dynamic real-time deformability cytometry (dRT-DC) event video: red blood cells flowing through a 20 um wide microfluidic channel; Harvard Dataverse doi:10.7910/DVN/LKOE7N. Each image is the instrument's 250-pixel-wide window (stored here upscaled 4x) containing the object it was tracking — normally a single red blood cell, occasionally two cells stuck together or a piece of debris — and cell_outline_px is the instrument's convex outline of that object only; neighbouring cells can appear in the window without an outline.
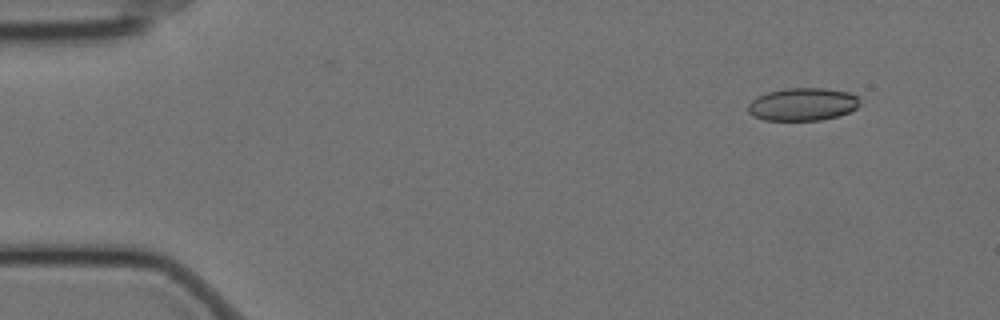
{"species": "Egyptian fruit bat (a non-hibernating species)", "species_latin": "Rousettus aegyptiacus", "temperature_condition": "cold", "stored_images_in_passage": 23, "camera_frame_rate_fps": 3000, "um_per_image_px": 0.085, "animal": {"sex": "female"}, "frame": {"image": 1, "passage_image": 1, "time_ms": 0.0, "image_size_px": [1000, 320], "cell_outline_px": [[860, 100], [856, 108], [848, 112], [836, 116], [820, 120], [764, 120], [748, 112], [748, 104], [756, 96], [768, 92], [788, 88], [824, 88], [848, 92], [856, 96]], "centroid_in_image_um": [68.2, 8.86], "position_along_channel_um": 16.8, "area_um2": 21.15}}
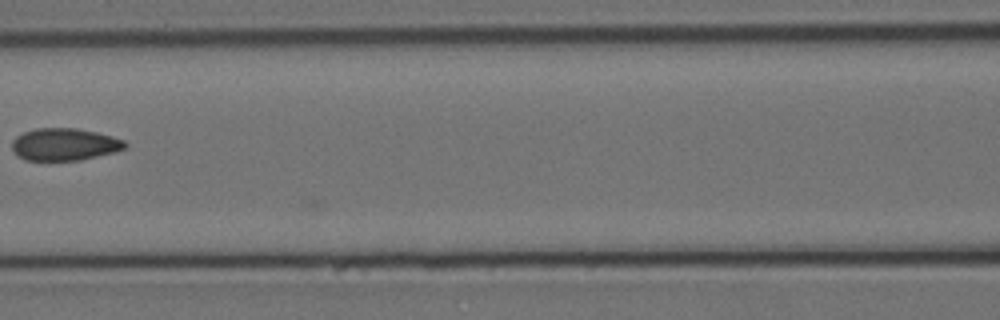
{"frame": {"image": 2, "passage_image": 22, "time_ms": 7.0, "image_size_px": [1000, 320], "cell_outline_px": [[128, 144], [124, 148], [112, 152], [80, 160], [24, 160], [12, 148], [12, 140], [16, 136], [24, 132], [36, 128], [76, 128], [96, 132], [112, 136], [124, 140]], "centroid_in_image_um": [5.47, 12.26], "position_along_channel_um": 161.1, "area_um2": 21.04}}